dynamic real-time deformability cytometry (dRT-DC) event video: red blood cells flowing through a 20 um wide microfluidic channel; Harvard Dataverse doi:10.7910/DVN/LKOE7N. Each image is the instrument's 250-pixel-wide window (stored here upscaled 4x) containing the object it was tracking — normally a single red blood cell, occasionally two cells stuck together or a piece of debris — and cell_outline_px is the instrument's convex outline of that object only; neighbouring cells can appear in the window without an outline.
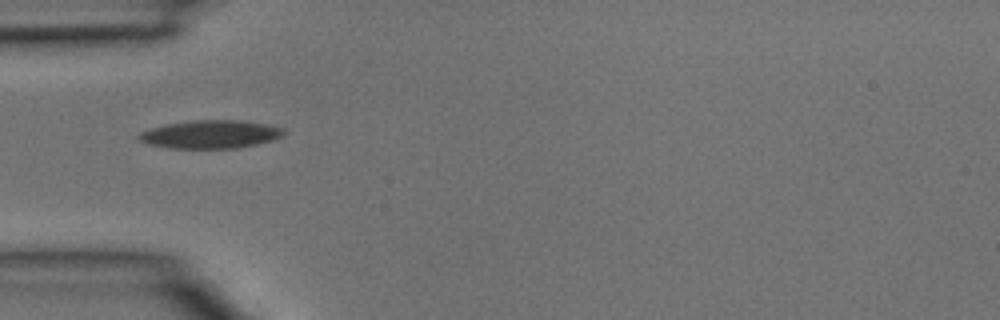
{"species": "common noctule bat (a hibernating species)", "species_latin": "Nyctalus noctula", "temperature_condition": "room temperature", "stored_images_in_passage": 1, "camera_frame_rate_fps": 3000, "um_per_image_px": 0.085, "animal": {"sex": "male", "body_mass_g": 15.6}, "frame": {"image": 1, "passage_image": 1, "time_ms": 0.0, "image_size_px": [1000, 320], "cell_outline_px": [[284, 132], [280, 136], [272, 140], [240, 148], [168, 148], [148, 144], [136, 140], [136, 136], [140, 132], [152, 128], [168, 124], [196, 120], [236, 120], [264, 124], [284, 128]], "centroid_in_image_um": [17.83, 11.43], "position_along_channel_um": 67.2, "area_um2": 23.58}}